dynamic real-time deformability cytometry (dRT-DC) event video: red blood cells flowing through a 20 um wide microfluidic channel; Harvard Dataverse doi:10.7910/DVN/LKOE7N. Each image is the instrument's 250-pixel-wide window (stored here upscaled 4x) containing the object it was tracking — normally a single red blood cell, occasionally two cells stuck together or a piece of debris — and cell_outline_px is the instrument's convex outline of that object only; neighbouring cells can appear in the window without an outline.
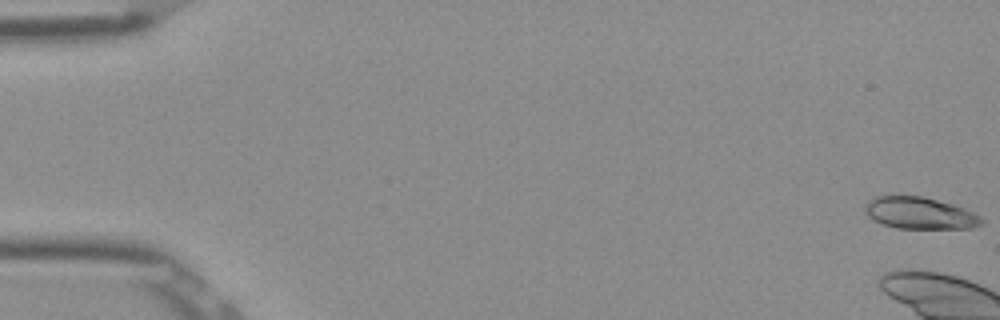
{"species": "Egyptian fruit bat (a non-hibernating species)", "species_latin": "Rousettus aegyptiacus", "temperature_condition": "room temperature", "stored_images_in_passage": 11, "camera_frame_rate_fps": 3000, "um_per_image_px": 0.085, "frame": {"image": 1, "passage_image": 1, "time_ms": 0.0, "image_size_px": [1000, 320], "cell_outline_px": [[984, 224], [972, 228], [896, 228], [884, 224], [868, 216], [864, 212], [864, 204], [868, 200], [876, 196], [892, 192], [924, 196], [952, 204], [964, 208], [980, 216], [984, 220]], "centroid_in_image_um": [78.13, 18.06], "position_along_channel_um": 6.9, "area_um2": 22.31}}